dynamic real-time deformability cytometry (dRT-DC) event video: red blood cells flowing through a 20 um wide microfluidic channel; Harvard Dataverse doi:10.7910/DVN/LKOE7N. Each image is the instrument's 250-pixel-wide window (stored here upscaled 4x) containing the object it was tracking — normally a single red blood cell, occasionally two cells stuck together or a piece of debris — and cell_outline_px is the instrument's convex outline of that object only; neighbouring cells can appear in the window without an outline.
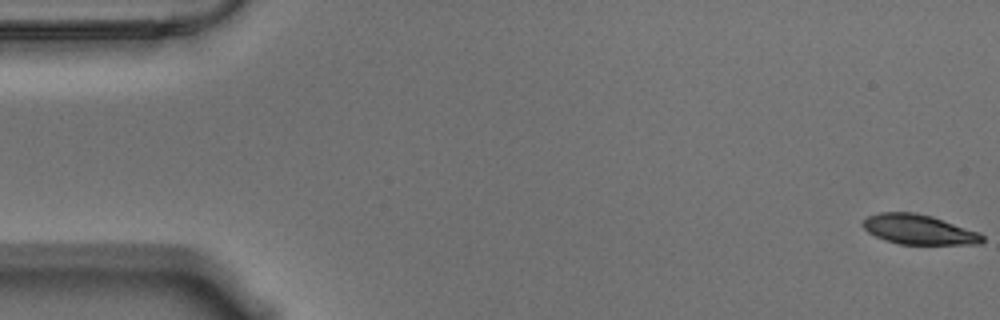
{"species": "Egyptian fruit bat (a non-hibernating species)", "species_latin": "Rousettus aegyptiacus", "temperature_condition": "warm", "stored_images_in_passage": 57, "camera_frame_rate_fps": 3000, "um_per_image_px": 0.085, "animal": {"sex": "male"}, "frame": {"image": 1, "passage_image": 1, "time_ms": 0.0, "image_size_px": [1000, 320], "cell_outline_px": [[984, 240], [980, 244], [900, 244], [884, 240], [868, 232], [860, 224], [868, 216], [880, 212], [912, 212], [932, 216], [980, 232], [984, 236]], "centroid_in_image_um": [78.1, 19.51], "position_along_channel_um": 6.9, "area_um2": 20.81}}
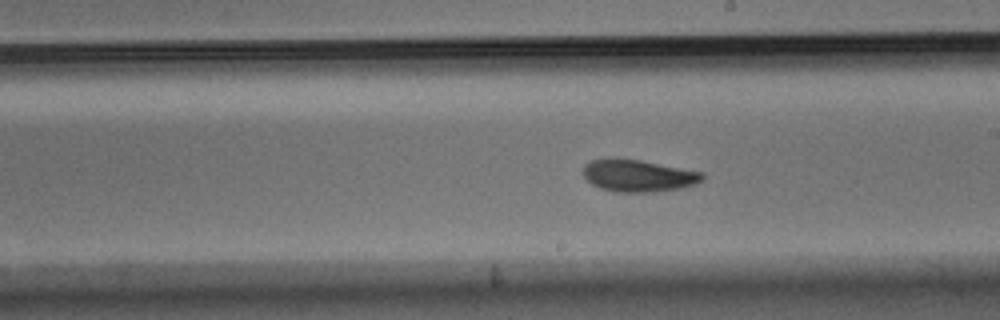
{"frame": {"image": 2, "passage_image": 32, "time_ms": 10.333, "image_size_px": [1000, 320], "cell_outline_px": [[704, 180], [696, 184], [680, 188], [656, 192], [616, 192], [600, 188], [592, 184], [584, 176], [584, 164], [592, 160], [616, 156], [640, 160], [704, 172]], "centroid_in_image_um": [54.26, 14.91], "position_along_channel_um": 234.7, "area_um2": 22.66}}
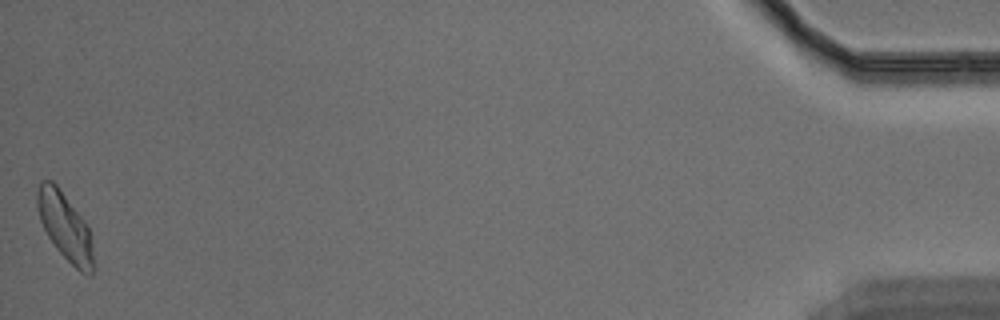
{"frame": {"image": 3, "passage_image": 57, "time_ms": 18.667, "image_size_px": [1000, 320], "cell_outline_px": [[96, 264], [92, 276], [88, 276], [80, 272], [56, 248], [48, 236], [40, 220], [36, 204], [36, 192], [40, 180], [52, 180], [56, 184], [88, 224]], "centroid_in_image_um": [5.56, 19.28], "position_along_channel_um": 429.6, "area_um2": 22.48}, "authors_computed_cell_mechanics": {"area_um2": 21.9062, "velocity_mm_per_s": 3.5237, "shape_relaxation_time_tau1_ms": 3.8563, "shape_relaxation_time_tau2_ms": 4.6022, "deformation_change_tau1": 0.1255, "deformation_change_tau2": 0.0937}}